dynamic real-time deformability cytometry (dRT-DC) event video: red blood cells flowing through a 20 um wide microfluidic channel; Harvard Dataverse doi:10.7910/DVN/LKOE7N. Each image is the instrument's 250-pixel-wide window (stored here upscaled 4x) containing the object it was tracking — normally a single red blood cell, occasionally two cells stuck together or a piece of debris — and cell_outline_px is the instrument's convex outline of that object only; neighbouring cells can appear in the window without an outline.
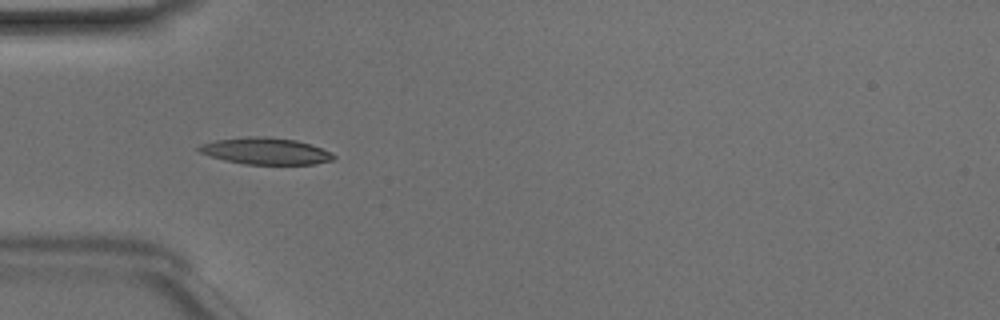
{"species": "Egyptian fruit bat (a non-hibernating species)", "species_latin": "Rousettus aegyptiacus", "temperature_condition": "room temperature", "stored_images_in_passage": 35, "camera_frame_rate_fps": 3000, "um_per_image_px": 0.085, "animal": {"sex": "male"}, "frame": {"image": 1, "passage_image": 1, "time_ms": 0.0, "image_size_px": [1000, 320], "cell_outline_px": [[336, 156], [332, 160], [312, 164], [244, 164], [224, 160], [200, 152], [196, 148], [200, 144], [216, 140], [248, 136], [264, 136], [296, 140], [332, 152]], "centroid_in_image_um": [22.56, 12.84], "position_along_channel_um": 62.4, "area_um2": 20.75}}
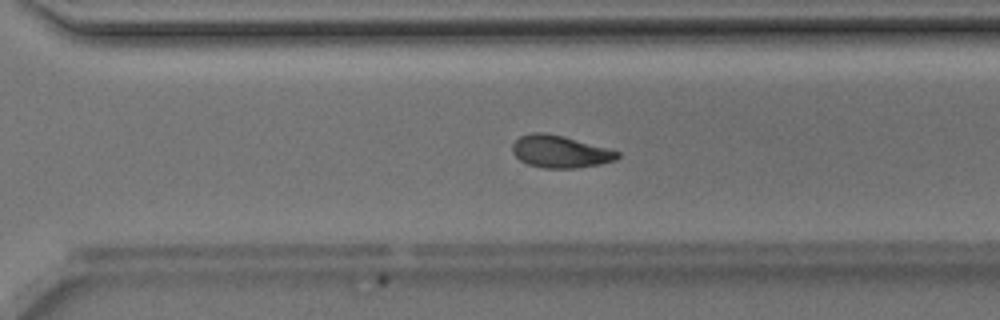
{"frame": {"image": 2, "passage_image": 20, "time_ms": 6.333, "image_size_px": [1000, 320], "cell_outline_px": [[620, 156], [616, 160], [600, 164], [576, 168], [544, 168], [528, 164], [520, 160], [512, 152], [512, 144], [520, 136], [532, 132], [544, 132], [564, 136], [608, 148], [620, 152]], "centroid_in_image_um": [47.61, 12.88], "position_along_channel_um": 323.0, "area_um2": 19.83}}
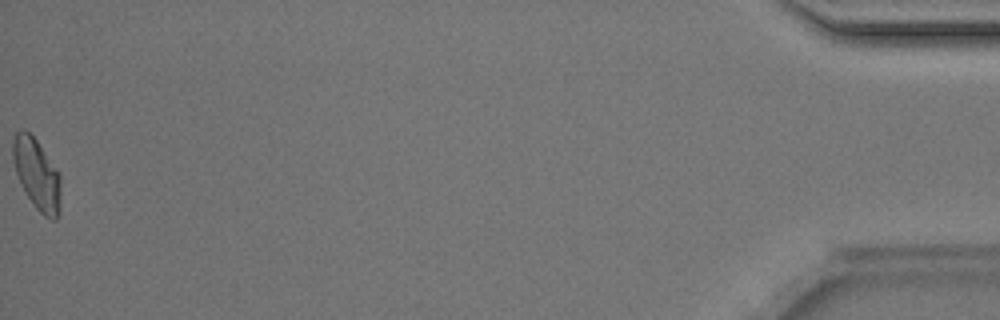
{"frame": {"image": 3, "passage_image": 35, "time_ms": 11.333, "image_size_px": [1000, 320], "cell_outline_px": [[60, 212], [56, 220], [52, 220], [44, 216], [36, 208], [28, 196], [16, 172], [12, 156], [12, 140], [16, 132], [20, 128], [24, 128], [36, 140], [60, 172]], "centroid_in_image_um": [3.14, 14.79], "position_along_channel_um": 432.1, "area_um2": 19.77}, "authors_computed_cell_mechanics": {"area_um2": 19.7676, "velocity_mm_per_s": 4.1541, "shape_relaxation_time_tau1_ms": 4.4559, "shape_relaxation_time_tau2_ms": 5.2055, "deformation_change_tau1": 0.1423, "deformation_change_tau2": 0.1133}}